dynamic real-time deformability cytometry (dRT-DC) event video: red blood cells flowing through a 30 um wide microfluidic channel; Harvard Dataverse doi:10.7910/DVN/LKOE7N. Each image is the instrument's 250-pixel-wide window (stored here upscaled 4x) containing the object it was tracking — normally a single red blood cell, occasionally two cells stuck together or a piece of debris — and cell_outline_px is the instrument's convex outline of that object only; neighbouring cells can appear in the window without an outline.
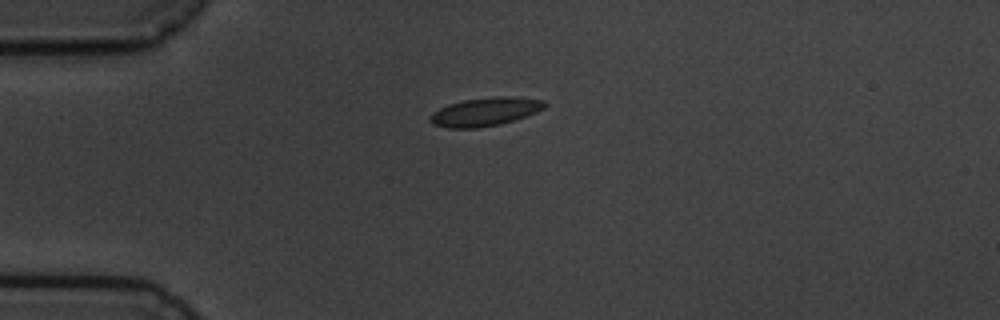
{"species": "common noctule bat (a hibernating species)", "species_latin": "Nyctalus noctula", "temperature_condition": "cold", "stored_images_in_passage": 3, "camera_frame_rate_fps": 3000, "um_per_image_px": 0.085, "animal": {"sex": "male", "body_mass_g": 19.5, "forearm_length_mm": 54.6}, "frame": {"image": 1, "passage_image": 1, "time_ms": 0.0, "image_size_px": [1000, 320], "cell_outline_px": [[548, 104], [544, 108], [536, 112], [500, 124], [476, 128], [448, 128], [432, 124], [428, 120], [428, 116], [432, 112], [448, 104], [464, 100], [496, 96], [512, 96], [544, 100]], "centroid_in_image_um": [41.2, 9.49], "position_along_channel_um": 43.8, "area_um2": 19.02}}
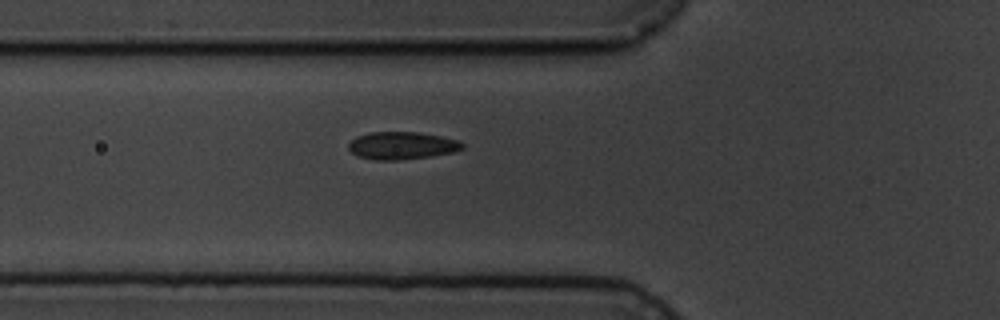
{"frame": {"image": 2, "passage_image": 3, "time_ms": 2.0, "image_size_px": [1000, 320], "cell_outline_px": [[464, 148], [452, 152], [432, 156], [396, 160], [372, 160], [360, 156], [352, 152], [348, 148], [348, 144], [356, 136], [368, 132], [420, 132], [440, 136], [456, 140], [464, 144]], "centroid_in_image_um": [34.14, 12.37], "position_along_channel_um": 91.7, "area_um2": 18.21}}